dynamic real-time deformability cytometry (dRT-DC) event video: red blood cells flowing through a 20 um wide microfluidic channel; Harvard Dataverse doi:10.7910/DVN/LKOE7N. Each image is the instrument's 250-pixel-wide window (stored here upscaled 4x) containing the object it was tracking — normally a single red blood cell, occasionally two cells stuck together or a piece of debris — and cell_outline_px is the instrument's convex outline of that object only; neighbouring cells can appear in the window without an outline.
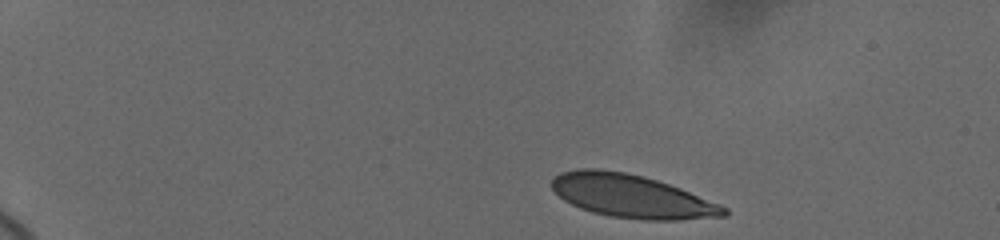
{"species": "human", "species_latin": "Homo sapiens", "temperature_condition": "cold", "stored_images_in_passage": 35, "camera_frame_rate_fps": 3000, "um_per_image_px": 0.085, "donor": {"sex": "female"}, "frame": {"image": 1, "passage_image": 1, "time_ms": 0.0, "image_size_px": [1000, 240], "cell_outline_px": [[728, 216], [680, 220], [644, 220], [608, 216], [592, 212], [580, 208], [564, 200], [552, 188], [552, 180], [560, 172], [576, 168], [596, 168], [624, 172], [644, 176], [680, 188], [720, 204], [728, 208]], "centroid_in_image_um": [53.7, 16.68], "position_along_channel_um": 31.3, "area_um2": 43.35}}
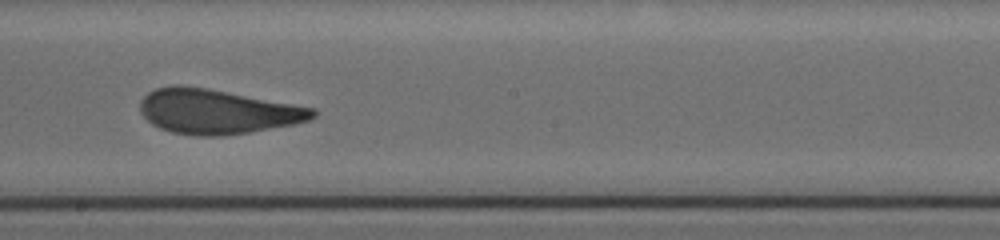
{"frame": {"image": 2, "passage_image": 20, "time_ms": 8.333, "image_size_px": [1000, 240], "cell_outline_px": [[316, 116], [308, 120], [292, 124], [248, 132], [224, 136], [196, 136], [172, 132], [160, 128], [152, 124], [140, 112], [140, 100], [148, 92], [156, 88], [176, 84], [180, 84], [204, 88], [316, 108]], "centroid_in_image_um": [18.42, 9.48], "position_along_channel_um": 229.8, "area_um2": 44.56}}
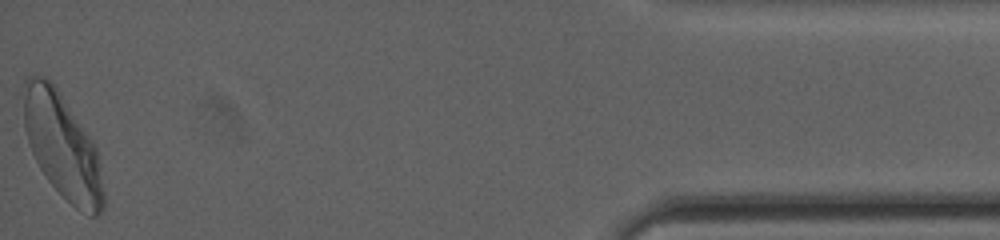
{"frame": {"image": 3, "passage_image": 35, "time_ms": 15.667, "image_size_px": [1000, 240], "cell_outline_px": [[104, 208], [96, 216], [88, 216], [80, 212], [48, 180], [40, 168], [28, 144], [24, 128], [24, 80], [28, 76], [44, 76], [56, 88], [92, 140], [96, 148], [100, 164], [104, 192]], "centroid_in_image_um": [5.3, 12.45], "position_along_channel_um": 429.9, "area_um2": 48.32}, "authors_computed_cell_mechanics": {"area_um2": 45.0262, "velocity_mm_per_s": 3.6659, "shape_relaxation_time_tau1_ms": 5.6435, "shape_relaxation_time_tau2_ms": 0.6701, "deformation_change_tau1": 0.1677, "deformation_change_tau2": 0.0687}}